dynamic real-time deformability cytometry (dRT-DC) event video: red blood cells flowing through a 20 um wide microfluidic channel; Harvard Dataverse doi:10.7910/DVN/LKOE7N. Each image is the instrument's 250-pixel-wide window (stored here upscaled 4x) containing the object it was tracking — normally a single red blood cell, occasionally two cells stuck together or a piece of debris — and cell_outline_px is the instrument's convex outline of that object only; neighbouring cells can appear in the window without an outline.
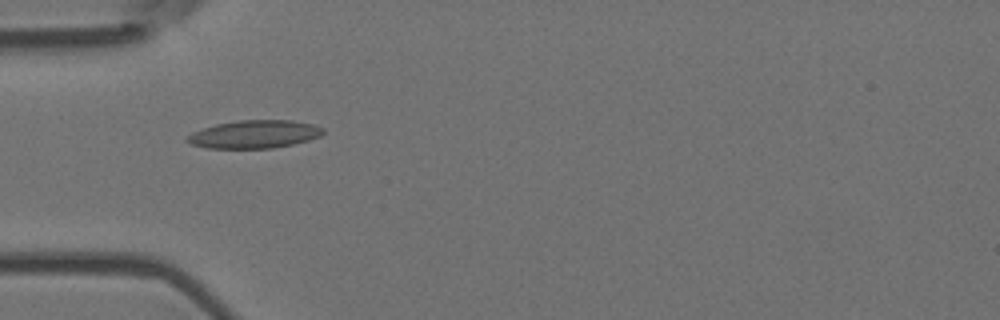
{"species": "Egyptian fruit bat (a non-hibernating species)", "species_latin": "Rousettus aegyptiacus", "temperature_condition": "room temperature", "stored_images_in_passage": 5, "camera_frame_rate_fps": 3000, "um_per_image_px": 0.085, "animal": {"sex": "female"}, "frame": {"image": 1, "passage_image": 4, "time_ms": 1.0, "image_size_px": [1000, 320], "cell_outline_px": [[324, 132], [320, 136], [308, 140], [292, 144], [272, 148], [208, 148], [192, 144], [184, 140], [192, 132], [216, 124], [240, 120], [292, 120], [312, 124], [324, 128]], "centroid_in_image_um": [21.63, 11.41], "position_along_channel_um": 63.4, "area_um2": 22.02}}
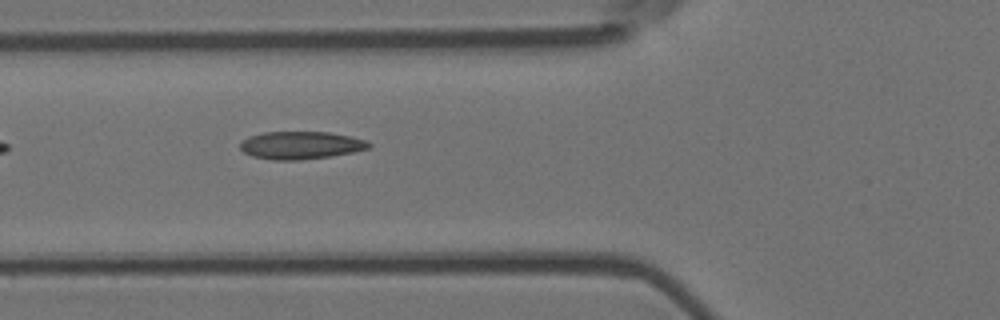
{"frame": {"image": 2, "passage_image": 5, "time_ms": 1.333, "image_size_px": [1000, 320], "cell_outline_px": [[372, 144], [368, 148], [352, 152], [332, 156], [300, 160], [272, 160], [252, 156], [244, 152], [240, 148], [240, 144], [248, 136], [264, 132], [328, 132], [348, 136], [364, 140]], "centroid_in_image_um": [25.53, 12.35], "position_along_channel_um": 100.3, "area_um2": 20.63}}